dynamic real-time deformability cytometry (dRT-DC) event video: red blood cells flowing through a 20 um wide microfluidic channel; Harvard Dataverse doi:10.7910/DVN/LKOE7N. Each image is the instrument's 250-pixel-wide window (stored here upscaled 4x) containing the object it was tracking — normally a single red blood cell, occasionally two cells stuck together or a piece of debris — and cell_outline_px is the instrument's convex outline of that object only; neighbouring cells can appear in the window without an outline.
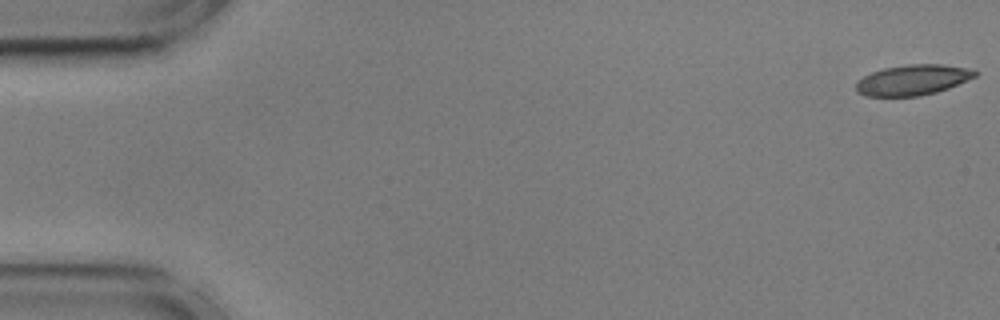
{"species": "common noctule bat (a hibernating species)", "species_latin": "Nyctalus noctula", "temperature_condition": "cold", "stored_images_in_passage": 10, "camera_frame_rate_fps": 3000, "um_per_image_px": 0.085, "animal": {"sex": "male", "body_mass_g": 17.9, "forearm_length_mm": 54.2}, "frame": {"image": 1, "passage_image": 1, "time_ms": 0.0, "image_size_px": [1000, 320], "cell_outline_px": [[980, 72], [976, 76], [948, 88], [936, 92], [920, 96], [864, 96], [856, 92], [856, 80], [872, 72], [884, 68], [908, 64], [940, 64], [964, 68]], "centroid_in_image_um": [77.54, 6.8], "position_along_channel_um": 7.5, "area_um2": 21.04}}